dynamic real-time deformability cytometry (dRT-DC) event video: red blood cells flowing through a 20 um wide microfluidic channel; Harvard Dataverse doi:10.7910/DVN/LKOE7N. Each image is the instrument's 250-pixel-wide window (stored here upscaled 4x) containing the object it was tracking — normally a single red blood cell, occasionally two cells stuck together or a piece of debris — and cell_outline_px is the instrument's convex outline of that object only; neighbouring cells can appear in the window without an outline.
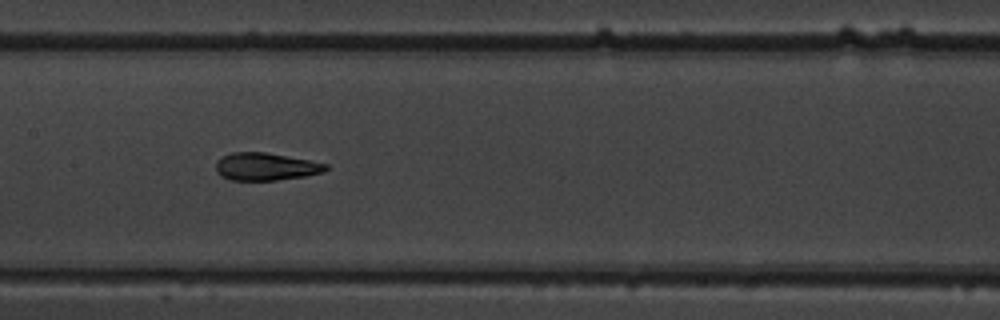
{"species": "common noctule bat (a hibernating species)", "species_latin": "Nyctalus noctula", "temperature_condition": "warm", "stored_images_in_passage": 38, "camera_frame_rate_fps": 3000, "um_per_image_px": 0.085, "animal": {"sex": "male", "body_mass_g": 19.5, "forearm_length_mm": 54.6}, "frame": {"image": 1, "passage_image": 12, "time_ms": 3.667, "image_size_px": [1000, 320], "cell_outline_px": [[328, 168], [324, 172], [304, 176], [276, 180], [228, 180], [220, 176], [216, 172], [216, 160], [232, 152], [264, 152], [308, 160], [328, 164]], "centroid_in_image_um": [22.55, 14.17], "position_along_channel_um": 184.9, "area_um2": 17.63}}
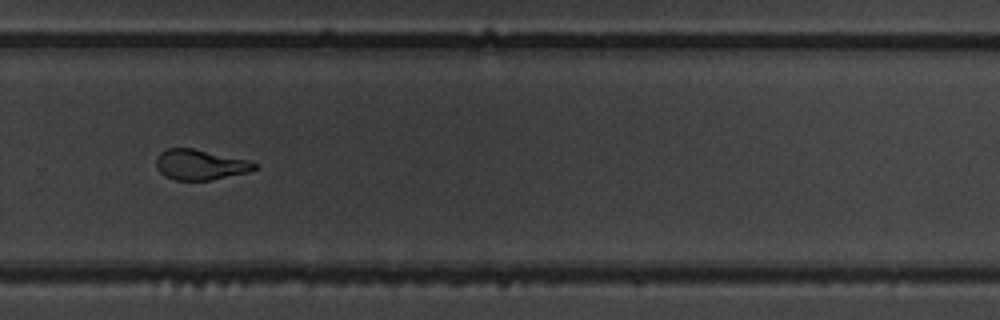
{"frame": {"image": 2, "passage_image": 22, "time_ms": 7.0, "image_size_px": [1000, 320], "cell_outline_px": [[260, 164], [256, 168], [248, 172], [208, 180], [176, 180], [164, 176], [156, 168], [156, 156], [160, 152], [168, 148], [192, 148], [252, 160]], "centroid_in_image_um": [17.03, 13.98], "position_along_channel_um": 312.8, "area_um2": 17.57}, "authors_computed_cell_mechanics": {"area_um2": 18.0625, "velocity_mm_per_s": 3.8549, "shape_relaxation_time_tau1_ms": 5.3445, "shape_relaxation_time_tau2_ms": 1.5968, "deformation_change_tau1": 0.1951, "deformation_change_tau2": 0.0797}}